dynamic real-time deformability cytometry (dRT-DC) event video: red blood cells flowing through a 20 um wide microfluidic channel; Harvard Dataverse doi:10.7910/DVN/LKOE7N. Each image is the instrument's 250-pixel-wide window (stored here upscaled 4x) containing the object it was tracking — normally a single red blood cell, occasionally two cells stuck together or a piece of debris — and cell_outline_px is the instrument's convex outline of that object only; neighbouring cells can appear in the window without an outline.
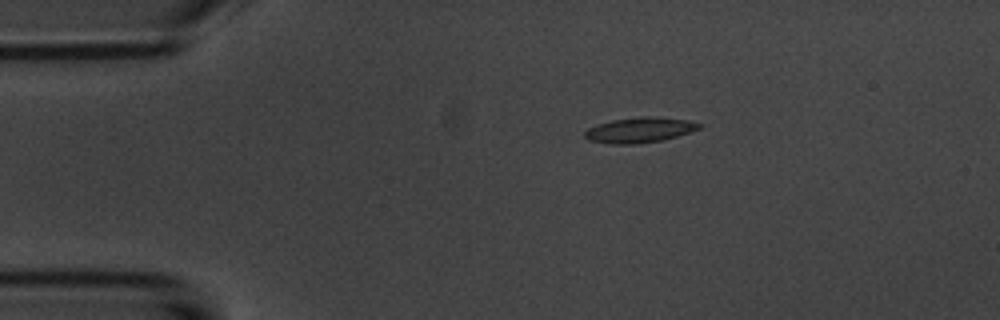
{"species": "common noctule bat (a hibernating species)", "species_latin": "Nyctalus noctula", "temperature_condition": "room temperature", "stored_images_in_passage": 7, "camera_frame_rate_fps": 3000, "um_per_image_px": 0.085, "animal": {"sex": "male", "body_mass_g": 20.1, "forearm_length_mm": 53.5}, "frame": {"image": 1, "passage_image": 3, "time_ms": 2.333, "image_size_px": [1000, 320], "cell_outline_px": [[704, 124], [700, 128], [676, 136], [660, 140], [636, 144], [612, 144], [588, 140], [584, 136], [584, 132], [588, 128], [596, 124], [612, 120], [640, 116], [652, 116], [688, 120]], "centroid_in_image_um": [54.34, 11.04], "position_along_channel_um": 30.7, "area_um2": 16.82}}
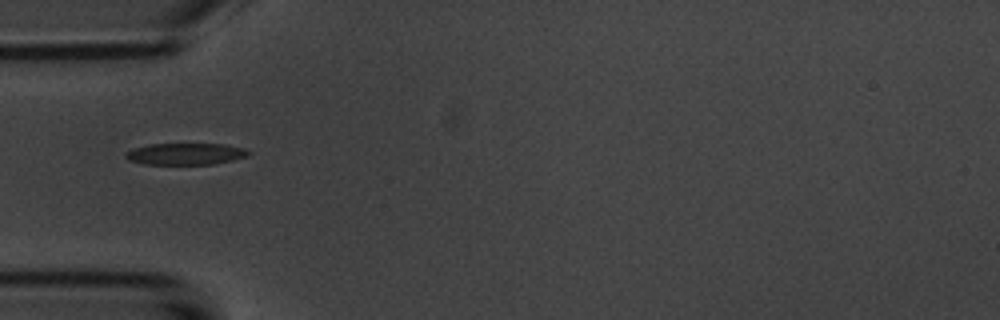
{"frame": {"image": 2, "passage_image": 5, "time_ms": 4.667, "image_size_px": [1000, 320], "cell_outline_px": [[252, 152], [248, 156], [232, 160], [212, 164], [144, 164], [128, 160], [124, 156], [132, 148], [148, 144], [224, 144], [244, 148]], "centroid_in_image_um": [15.77, 13.08], "position_along_channel_um": 69.2, "area_um2": 15.49}}
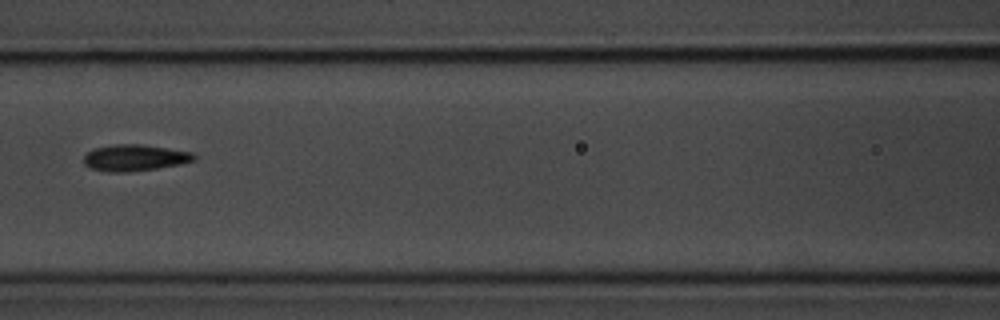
{"frame": {"image": 3, "passage_image": 7, "time_ms": 7.0, "image_size_px": [1000, 320], "cell_outline_px": [[196, 160], [180, 164], [156, 168], [128, 172], [108, 172], [92, 168], [84, 164], [84, 156], [92, 148], [112, 144], [140, 144], [192, 152], [196, 156]], "centroid_in_image_um": [11.43, 13.4], "position_along_channel_um": 155.2, "area_um2": 16.94}}